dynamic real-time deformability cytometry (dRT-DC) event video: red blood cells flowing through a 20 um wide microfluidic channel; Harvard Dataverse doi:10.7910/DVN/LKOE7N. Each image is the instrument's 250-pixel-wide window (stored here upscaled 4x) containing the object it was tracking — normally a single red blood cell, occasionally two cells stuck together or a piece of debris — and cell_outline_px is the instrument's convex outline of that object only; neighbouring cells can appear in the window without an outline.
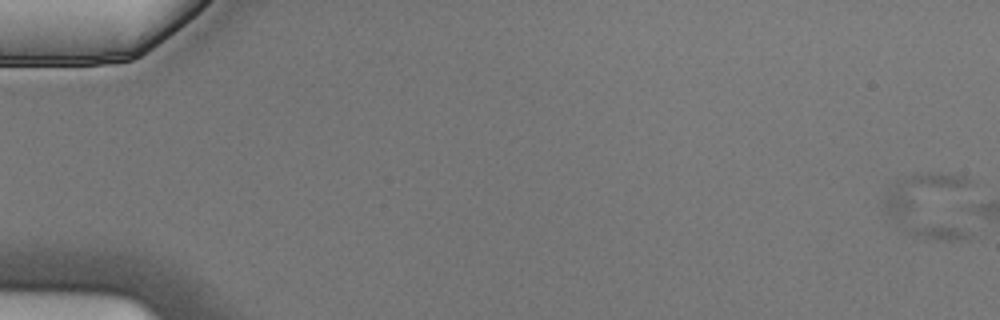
{"species": "Egyptian fruit bat (a non-hibernating species)", "species_latin": "Rousettus aegyptiacus", "temperature_condition": "cold", "stored_images_in_passage": 7, "camera_frame_rate_fps": 3000, "um_per_image_px": 0.085, "animal": {"sex": "male"}, "frame": {"image": 1, "passage_image": 1, "time_ms": 0.0, "image_size_px": [1000, 320], "cell_outline_px": [[976, 184], [972, 236], [968, 240], [924, 240], [896, 228], [884, 212], [884, 196], [888, 188], [896, 180], [924, 172], [932, 172], [964, 176], [972, 180]], "centroid_in_image_um": [79.26, 17.51], "position_along_channel_um": 5.7, "area_um2": 38.15}}